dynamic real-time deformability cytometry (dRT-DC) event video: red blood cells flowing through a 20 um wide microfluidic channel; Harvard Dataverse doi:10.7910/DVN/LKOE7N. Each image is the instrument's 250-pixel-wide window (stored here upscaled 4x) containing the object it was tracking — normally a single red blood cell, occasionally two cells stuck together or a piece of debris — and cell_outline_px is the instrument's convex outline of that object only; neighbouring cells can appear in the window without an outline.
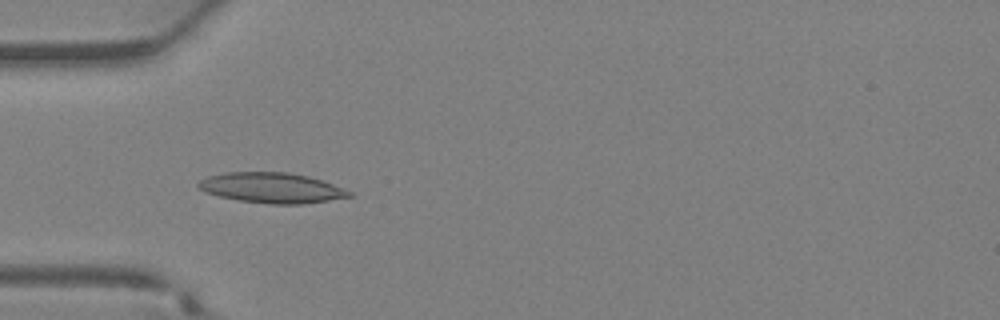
{"species": "Egyptian fruit bat (a non-hibernating species)", "species_latin": "Rousettus aegyptiacus", "temperature_condition": "warm", "stored_images_in_passage": 37, "camera_frame_rate_fps": 3000, "um_per_image_px": 0.085, "animal": {"sex": "female"}, "frame": {"image": 1, "passage_image": 12, "time_ms": 3.667, "image_size_px": [1000, 320], "cell_outline_px": [[356, 196], [304, 204], [268, 204], [240, 200], [220, 196], [208, 192], [200, 188], [196, 184], [200, 180], [208, 176], [224, 172], [288, 172], [308, 176], [344, 188], [352, 192]], "centroid_in_image_um": [23.14, 15.96], "position_along_channel_um": 61.9, "area_um2": 26.59}}
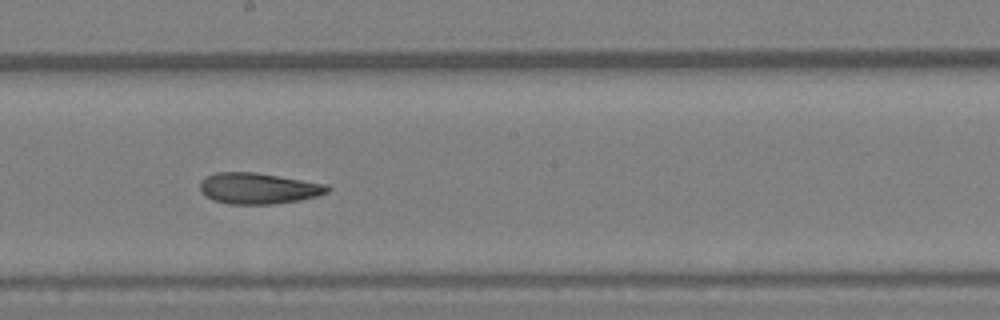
{"frame": {"image": 2, "passage_image": 21, "time_ms": 6.667, "image_size_px": [1000, 320], "cell_outline_px": [[332, 188], [328, 192], [316, 196], [300, 200], [272, 204], [228, 204], [212, 200], [204, 196], [200, 192], [200, 180], [216, 172], [256, 172], [328, 184]], "centroid_in_image_um": [21.95, 16.01], "position_along_channel_um": 226.3, "area_um2": 23.29}}
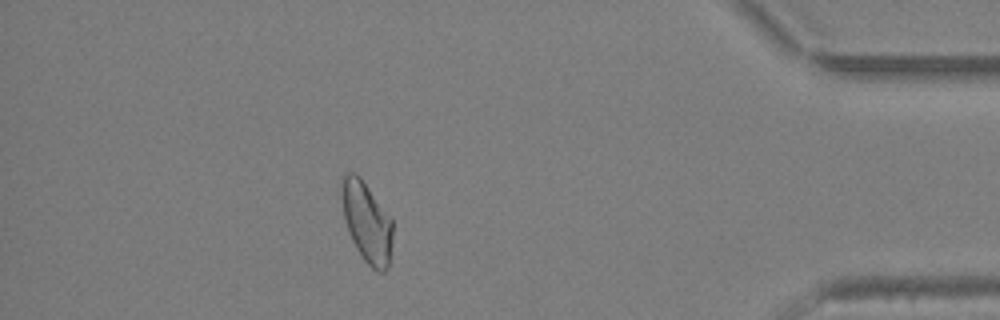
{"frame": {"image": 3, "passage_image": 33, "time_ms": 10.667, "image_size_px": [1000, 320], "cell_outline_px": [[392, 244], [388, 268], [384, 272], [376, 272], [364, 260], [356, 248], [348, 232], [344, 220], [340, 196], [340, 176], [348, 172], [356, 172], [360, 176], [392, 220]], "centroid_in_image_um": [31.13, 18.85], "position_along_channel_um": 404.1, "area_um2": 24.28}}